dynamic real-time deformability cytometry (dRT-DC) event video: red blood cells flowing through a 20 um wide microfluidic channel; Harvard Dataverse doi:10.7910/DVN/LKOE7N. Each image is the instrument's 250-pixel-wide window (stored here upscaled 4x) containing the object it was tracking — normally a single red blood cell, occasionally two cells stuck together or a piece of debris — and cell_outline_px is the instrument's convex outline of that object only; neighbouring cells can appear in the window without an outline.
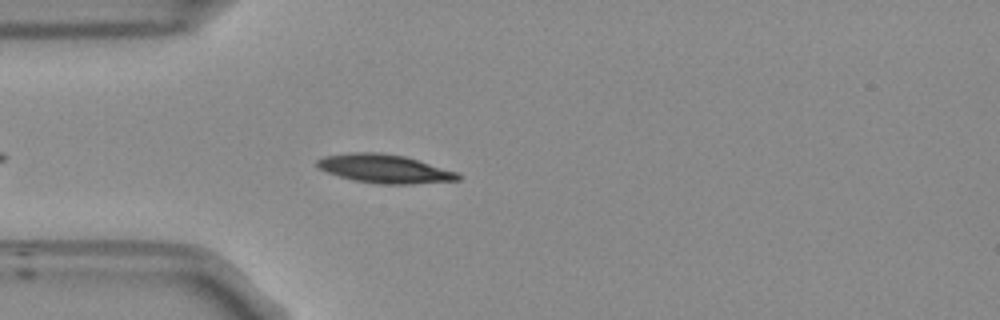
{"species": "Egyptian fruit bat (a non-hibernating species)", "species_latin": "Rousettus aegyptiacus", "temperature_condition": "room temperature", "stored_images_in_passage": 40, "camera_frame_rate_fps": 3000, "um_per_image_px": 0.085, "frame": {"image": 1, "passage_image": 7, "time_ms": 2.0, "image_size_px": [1000, 320], "cell_outline_px": [[460, 180], [412, 184], [380, 184], [356, 180], [340, 176], [328, 172], [320, 168], [316, 164], [316, 160], [324, 156], [348, 152], [380, 152], [404, 156], [456, 172], [460, 176]], "centroid_in_image_um": [32.66, 14.33], "position_along_channel_um": 52.3, "area_um2": 23.18}}
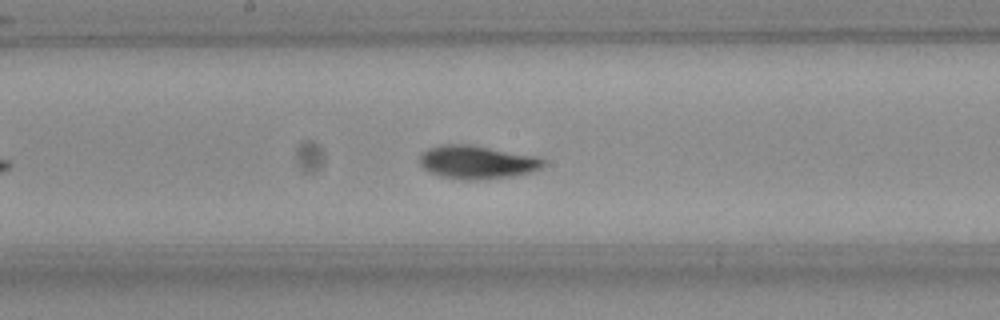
{"frame": {"image": 2, "passage_image": 20, "time_ms": 6.333, "image_size_px": [1000, 320], "cell_outline_px": [[544, 164], [540, 168], [532, 172], [512, 176], [484, 180], [460, 180], [440, 176], [428, 172], [420, 164], [420, 156], [428, 148], [448, 144], [464, 144], [532, 156], [544, 160]], "centroid_in_image_um": [40.5, 13.82], "position_along_channel_um": 207.7, "area_um2": 23.58}}
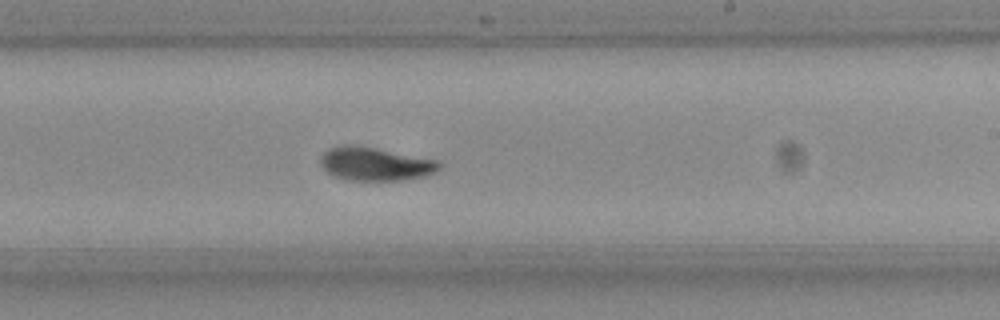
{"frame": {"image": 3, "passage_image": 24, "time_ms": 7.667, "image_size_px": [1000, 320], "cell_outline_px": [[444, 164], [436, 172], [424, 176], [404, 180], [348, 180], [332, 176], [320, 164], [320, 156], [324, 152], [332, 148], [352, 144], [376, 148], [440, 160]], "centroid_in_image_um": [31.94, 13.94], "position_along_channel_um": 257.1, "area_um2": 23.24}, "authors_computed_cell_mechanics": {"area_um2": 22.5998, "velocity_mm_per_s": 3.7231, "shape_relaxation_time_tau1_ms": 3.3558, "shape_relaxation_time_tau2_ms": 1.4576, "deformation_change_tau1": 0.1476, "deformation_change_tau2": 0.0543}}